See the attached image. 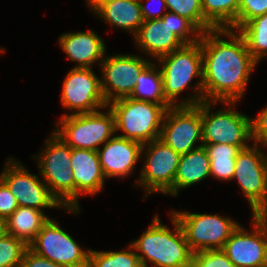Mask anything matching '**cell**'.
<instances>
[{
    "instance_id": "obj_1",
    "label": "cell",
    "mask_w": 267,
    "mask_h": 267,
    "mask_svg": "<svg viewBox=\"0 0 267 267\" xmlns=\"http://www.w3.org/2000/svg\"><path fill=\"white\" fill-rule=\"evenodd\" d=\"M237 30L212 29L200 36L203 101L238 102L258 62ZM226 36L228 40L222 39Z\"/></svg>"
},
{
    "instance_id": "obj_2",
    "label": "cell",
    "mask_w": 267,
    "mask_h": 267,
    "mask_svg": "<svg viewBox=\"0 0 267 267\" xmlns=\"http://www.w3.org/2000/svg\"><path fill=\"white\" fill-rule=\"evenodd\" d=\"M157 215L147 230L131 243L142 267H150L148 263L156 267H191L193 252L180 222L170 213L174 228L170 230Z\"/></svg>"
},
{
    "instance_id": "obj_3",
    "label": "cell",
    "mask_w": 267,
    "mask_h": 267,
    "mask_svg": "<svg viewBox=\"0 0 267 267\" xmlns=\"http://www.w3.org/2000/svg\"><path fill=\"white\" fill-rule=\"evenodd\" d=\"M163 79V94L171 106H196L203 101V68L200 40L193 44H184L181 48L156 59ZM200 78L195 86L196 92L187 99L177 101L178 96L190 85L195 77Z\"/></svg>"
},
{
    "instance_id": "obj_4",
    "label": "cell",
    "mask_w": 267,
    "mask_h": 267,
    "mask_svg": "<svg viewBox=\"0 0 267 267\" xmlns=\"http://www.w3.org/2000/svg\"><path fill=\"white\" fill-rule=\"evenodd\" d=\"M115 116L116 132L122 138L132 139L142 144L159 139L166 110L170 104L124 97L108 104Z\"/></svg>"
},
{
    "instance_id": "obj_5",
    "label": "cell",
    "mask_w": 267,
    "mask_h": 267,
    "mask_svg": "<svg viewBox=\"0 0 267 267\" xmlns=\"http://www.w3.org/2000/svg\"><path fill=\"white\" fill-rule=\"evenodd\" d=\"M46 146L37 159L40 176L51 194L64 208H75V184L71 170V148L54 132L45 140Z\"/></svg>"
},
{
    "instance_id": "obj_6",
    "label": "cell",
    "mask_w": 267,
    "mask_h": 267,
    "mask_svg": "<svg viewBox=\"0 0 267 267\" xmlns=\"http://www.w3.org/2000/svg\"><path fill=\"white\" fill-rule=\"evenodd\" d=\"M107 108L105 112L63 114L53 132L70 148L97 151L116 135L115 116L110 107Z\"/></svg>"
},
{
    "instance_id": "obj_7",
    "label": "cell",
    "mask_w": 267,
    "mask_h": 267,
    "mask_svg": "<svg viewBox=\"0 0 267 267\" xmlns=\"http://www.w3.org/2000/svg\"><path fill=\"white\" fill-rule=\"evenodd\" d=\"M220 103L225 106L224 110L212 113L211 108H215L217 102H201L203 145L250 146L247 142L252 141L251 117L233 108L238 102Z\"/></svg>"
},
{
    "instance_id": "obj_8",
    "label": "cell",
    "mask_w": 267,
    "mask_h": 267,
    "mask_svg": "<svg viewBox=\"0 0 267 267\" xmlns=\"http://www.w3.org/2000/svg\"><path fill=\"white\" fill-rule=\"evenodd\" d=\"M185 233L193 253L222 249L234 230L240 225L231 218L219 214H200L188 211H171Z\"/></svg>"
},
{
    "instance_id": "obj_9",
    "label": "cell",
    "mask_w": 267,
    "mask_h": 267,
    "mask_svg": "<svg viewBox=\"0 0 267 267\" xmlns=\"http://www.w3.org/2000/svg\"><path fill=\"white\" fill-rule=\"evenodd\" d=\"M0 179L15 196L18 206L31 207L43 212L44 208H63L73 215L81 212L80 208H64L51 194L43 180L28 172L14 157H10L6 161L3 171L0 173Z\"/></svg>"
},
{
    "instance_id": "obj_10",
    "label": "cell",
    "mask_w": 267,
    "mask_h": 267,
    "mask_svg": "<svg viewBox=\"0 0 267 267\" xmlns=\"http://www.w3.org/2000/svg\"><path fill=\"white\" fill-rule=\"evenodd\" d=\"M142 152L145 162L136 183L145 189V197L157 192L168 195L174 187L181 155L160 139L143 144Z\"/></svg>"
},
{
    "instance_id": "obj_11",
    "label": "cell",
    "mask_w": 267,
    "mask_h": 267,
    "mask_svg": "<svg viewBox=\"0 0 267 267\" xmlns=\"http://www.w3.org/2000/svg\"><path fill=\"white\" fill-rule=\"evenodd\" d=\"M159 139L180 155L201 147V102L196 106L169 107L164 115ZM197 142L199 146L195 145Z\"/></svg>"
},
{
    "instance_id": "obj_12",
    "label": "cell",
    "mask_w": 267,
    "mask_h": 267,
    "mask_svg": "<svg viewBox=\"0 0 267 267\" xmlns=\"http://www.w3.org/2000/svg\"><path fill=\"white\" fill-rule=\"evenodd\" d=\"M28 247L37 255L64 267H88L90 249L83 250L73 237L50 217Z\"/></svg>"
},
{
    "instance_id": "obj_13",
    "label": "cell",
    "mask_w": 267,
    "mask_h": 267,
    "mask_svg": "<svg viewBox=\"0 0 267 267\" xmlns=\"http://www.w3.org/2000/svg\"><path fill=\"white\" fill-rule=\"evenodd\" d=\"M150 59L133 54L105 56L101 67V90L107 104L130 97L136 85V78L151 64Z\"/></svg>"
},
{
    "instance_id": "obj_14",
    "label": "cell",
    "mask_w": 267,
    "mask_h": 267,
    "mask_svg": "<svg viewBox=\"0 0 267 267\" xmlns=\"http://www.w3.org/2000/svg\"><path fill=\"white\" fill-rule=\"evenodd\" d=\"M62 86L60 101L69 112L73 111L69 115L95 112L108 106L101 90V77L92 68H72Z\"/></svg>"
},
{
    "instance_id": "obj_15",
    "label": "cell",
    "mask_w": 267,
    "mask_h": 267,
    "mask_svg": "<svg viewBox=\"0 0 267 267\" xmlns=\"http://www.w3.org/2000/svg\"><path fill=\"white\" fill-rule=\"evenodd\" d=\"M259 144L242 149L236 157L232 180L237 181L253 211L267 194V154Z\"/></svg>"
},
{
    "instance_id": "obj_16",
    "label": "cell",
    "mask_w": 267,
    "mask_h": 267,
    "mask_svg": "<svg viewBox=\"0 0 267 267\" xmlns=\"http://www.w3.org/2000/svg\"><path fill=\"white\" fill-rule=\"evenodd\" d=\"M251 224V232L239 225L222 248L236 267H260L267 263V230L254 219Z\"/></svg>"
},
{
    "instance_id": "obj_17",
    "label": "cell",
    "mask_w": 267,
    "mask_h": 267,
    "mask_svg": "<svg viewBox=\"0 0 267 267\" xmlns=\"http://www.w3.org/2000/svg\"><path fill=\"white\" fill-rule=\"evenodd\" d=\"M102 146L97 153L106 179L128 177L134 172L136 162L142 154L141 142L115 135Z\"/></svg>"
},
{
    "instance_id": "obj_18",
    "label": "cell",
    "mask_w": 267,
    "mask_h": 267,
    "mask_svg": "<svg viewBox=\"0 0 267 267\" xmlns=\"http://www.w3.org/2000/svg\"><path fill=\"white\" fill-rule=\"evenodd\" d=\"M71 170L75 184V208L80 195H95L105 183L97 151L71 148Z\"/></svg>"
},
{
    "instance_id": "obj_19",
    "label": "cell",
    "mask_w": 267,
    "mask_h": 267,
    "mask_svg": "<svg viewBox=\"0 0 267 267\" xmlns=\"http://www.w3.org/2000/svg\"><path fill=\"white\" fill-rule=\"evenodd\" d=\"M95 31H79L62 33L59 44L67 57L76 62L75 68H93V64L101 65L106 54V46Z\"/></svg>"
},
{
    "instance_id": "obj_20",
    "label": "cell",
    "mask_w": 267,
    "mask_h": 267,
    "mask_svg": "<svg viewBox=\"0 0 267 267\" xmlns=\"http://www.w3.org/2000/svg\"><path fill=\"white\" fill-rule=\"evenodd\" d=\"M135 44L153 59L181 48L184 43L165 26L161 19L144 21L135 35Z\"/></svg>"
},
{
    "instance_id": "obj_21",
    "label": "cell",
    "mask_w": 267,
    "mask_h": 267,
    "mask_svg": "<svg viewBox=\"0 0 267 267\" xmlns=\"http://www.w3.org/2000/svg\"><path fill=\"white\" fill-rule=\"evenodd\" d=\"M209 176H211L210 160L206 148L202 145L187 154L181 155L174 187L168 194L178 196L179 190L189 188Z\"/></svg>"
},
{
    "instance_id": "obj_22",
    "label": "cell",
    "mask_w": 267,
    "mask_h": 267,
    "mask_svg": "<svg viewBox=\"0 0 267 267\" xmlns=\"http://www.w3.org/2000/svg\"><path fill=\"white\" fill-rule=\"evenodd\" d=\"M93 13L112 27L138 33L144 20L139 0H114L101 4Z\"/></svg>"
},
{
    "instance_id": "obj_23",
    "label": "cell",
    "mask_w": 267,
    "mask_h": 267,
    "mask_svg": "<svg viewBox=\"0 0 267 267\" xmlns=\"http://www.w3.org/2000/svg\"><path fill=\"white\" fill-rule=\"evenodd\" d=\"M48 219L41 210L19 206L5 221L6 233L29 245Z\"/></svg>"
},
{
    "instance_id": "obj_24",
    "label": "cell",
    "mask_w": 267,
    "mask_h": 267,
    "mask_svg": "<svg viewBox=\"0 0 267 267\" xmlns=\"http://www.w3.org/2000/svg\"><path fill=\"white\" fill-rule=\"evenodd\" d=\"M210 160L211 176L222 181H232L235 172L237 154L249 146H232L227 144L203 145Z\"/></svg>"
},
{
    "instance_id": "obj_25",
    "label": "cell",
    "mask_w": 267,
    "mask_h": 267,
    "mask_svg": "<svg viewBox=\"0 0 267 267\" xmlns=\"http://www.w3.org/2000/svg\"><path fill=\"white\" fill-rule=\"evenodd\" d=\"M240 0H201L204 19L214 29L236 30Z\"/></svg>"
},
{
    "instance_id": "obj_26",
    "label": "cell",
    "mask_w": 267,
    "mask_h": 267,
    "mask_svg": "<svg viewBox=\"0 0 267 267\" xmlns=\"http://www.w3.org/2000/svg\"><path fill=\"white\" fill-rule=\"evenodd\" d=\"M131 98L157 104H169L163 94L161 70L156 63H151L137 78Z\"/></svg>"
},
{
    "instance_id": "obj_27",
    "label": "cell",
    "mask_w": 267,
    "mask_h": 267,
    "mask_svg": "<svg viewBox=\"0 0 267 267\" xmlns=\"http://www.w3.org/2000/svg\"><path fill=\"white\" fill-rule=\"evenodd\" d=\"M237 31L244 38L248 51L258 63L263 57L267 59V13L254 17Z\"/></svg>"
},
{
    "instance_id": "obj_28",
    "label": "cell",
    "mask_w": 267,
    "mask_h": 267,
    "mask_svg": "<svg viewBox=\"0 0 267 267\" xmlns=\"http://www.w3.org/2000/svg\"><path fill=\"white\" fill-rule=\"evenodd\" d=\"M88 267H142L133 246L122 251H94L90 249Z\"/></svg>"
},
{
    "instance_id": "obj_29",
    "label": "cell",
    "mask_w": 267,
    "mask_h": 267,
    "mask_svg": "<svg viewBox=\"0 0 267 267\" xmlns=\"http://www.w3.org/2000/svg\"><path fill=\"white\" fill-rule=\"evenodd\" d=\"M168 11L190 20L202 33L214 29L203 16L201 0H165Z\"/></svg>"
},
{
    "instance_id": "obj_30",
    "label": "cell",
    "mask_w": 267,
    "mask_h": 267,
    "mask_svg": "<svg viewBox=\"0 0 267 267\" xmlns=\"http://www.w3.org/2000/svg\"><path fill=\"white\" fill-rule=\"evenodd\" d=\"M28 245L11 234L0 237V267H21Z\"/></svg>"
},
{
    "instance_id": "obj_31",
    "label": "cell",
    "mask_w": 267,
    "mask_h": 267,
    "mask_svg": "<svg viewBox=\"0 0 267 267\" xmlns=\"http://www.w3.org/2000/svg\"><path fill=\"white\" fill-rule=\"evenodd\" d=\"M161 20L184 44H193L200 40L202 32L187 18L167 11Z\"/></svg>"
},
{
    "instance_id": "obj_32",
    "label": "cell",
    "mask_w": 267,
    "mask_h": 267,
    "mask_svg": "<svg viewBox=\"0 0 267 267\" xmlns=\"http://www.w3.org/2000/svg\"><path fill=\"white\" fill-rule=\"evenodd\" d=\"M191 267H236L222 251L203 250L193 253Z\"/></svg>"
},
{
    "instance_id": "obj_33",
    "label": "cell",
    "mask_w": 267,
    "mask_h": 267,
    "mask_svg": "<svg viewBox=\"0 0 267 267\" xmlns=\"http://www.w3.org/2000/svg\"><path fill=\"white\" fill-rule=\"evenodd\" d=\"M267 13V0H240L236 18V30L249 20Z\"/></svg>"
},
{
    "instance_id": "obj_34",
    "label": "cell",
    "mask_w": 267,
    "mask_h": 267,
    "mask_svg": "<svg viewBox=\"0 0 267 267\" xmlns=\"http://www.w3.org/2000/svg\"><path fill=\"white\" fill-rule=\"evenodd\" d=\"M253 143L267 147V107L256 118H251Z\"/></svg>"
},
{
    "instance_id": "obj_35",
    "label": "cell",
    "mask_w": 267,
    "mask_h": 267,
    "mask_svg": "<svg viewBox=\"0 0 267 267\" xmlns=\"http://www.w3.org/2000/svg\"><path fill=\"white\" fill-rule=\"evenodd\" d=\"M18 207L17 199L0 179V218L6 221Z\"/></svg>"
},
{
    "instance_id": "obj_36",
    "label": "cell",
    "mask_w": 267,
    "mask_h": 267,
    "mask_svg": "<svg viewBox=\"0 0 267 267\" xmlns=\"http://www.w3.org/2000/svg\"><path fill=\"white\" fill-rule=\"evenodd\" d=\"M21 267H64L63 265L56 264L55 262L41 257L31 251L29 248L26 250L21 262Z\"/></svg>"
},
{
    "instance_id": "obj_37",
    "label": "cell",
    "mask_w": 267,
    "mask_h": 267,
    "mask_svg": "<svg viewBox=\"0 0 267 267\" xmlns=\"http://www.w3.org/2000/svg\"><path fill=\"white\" fill-rule=\"evenodd\" d=\"M143 1L145 2L146 0H139L140 7H141V14H142L144 21L161 19L166 14V12L168 10L165 0H155L156 3H158V4L160 3V5H162L161 6L162 10H160V11H164L163 13L158 11L159 9L158 10L156 9V11H154L155 9H153L152 7L150 8L148 5H144ZM151 1H154V0H151ZM147 2L150 3V0H147ZM150 5H151V3H150Z\"/></svg>"
},
{
    "instance_id": "obj_38",
    "label": "cell",
    "mask_w": 267,
    "mask_h": 267,
    "mask_svg": "<svg viewBox=\"0 0 267 267\" xmlns=\"http://www.w3.org/2000/svg\"><path fill=\"white\" fill-rule=\"evenodd\" d=\"M267 230V194L264 199L252 211V218Z\"/></svg>"
},
{
    "instance_id": "obj_39",
    "label": "cell",
    "mask_w": 267,
    "mask_h": 267,
    "mask_svg": "<svg viewBox=\"0 0 267 267\" xmlns=\"http://www.w3.org/2000/svg\"><path fill=\"white\" fill-rule=\"evenodd\" d=\"M108 1H114V0H86L90 10H92V13L104 2Z\"/></svg>"
},
{
    "instance_id": "obj_40",
    "label": "cell",
    "mask_w": 267,
    "mask_h": 267,
    "mask_svg": "<svg viewBox=\"0 0 267 267\" xmlns=\"http://www.w3.org/2000/svg\"><path fill=\"white\" fill-rule=\"evenodd\" d=\"M6 233L5 220L0 218V237Z\"/></svg>"
},
{
    "instance_id": "obj_41",
    "label": "cell",
    "mask_w": 267,
    "mask_h": 267,
    "mask_svg": "<svg viewBox=\"0 0 267 267\" xmlns=\"http://www.w3.org/2000/svg\"><path fill=\"white\" fill-rule=\"evenodd\" d=\"M5 50H6V49H4V48L0 49V53L5 52Z\"/></svg>"
},
{
    "instance_id": "obj_42",
    "label": "cell",
    "mask_w": 267,
    "mask_h": 267,
    "mask_svg": "<svg viewBox=\"0 0 267 267\" xmlns=\"http://www.w3.org/2000/svg\"><path fill=\"white\" fill-rule=\"evenodd\" d=\"M260 267H267V263L262 264Z\"/></svg>"
}]
</instances>
